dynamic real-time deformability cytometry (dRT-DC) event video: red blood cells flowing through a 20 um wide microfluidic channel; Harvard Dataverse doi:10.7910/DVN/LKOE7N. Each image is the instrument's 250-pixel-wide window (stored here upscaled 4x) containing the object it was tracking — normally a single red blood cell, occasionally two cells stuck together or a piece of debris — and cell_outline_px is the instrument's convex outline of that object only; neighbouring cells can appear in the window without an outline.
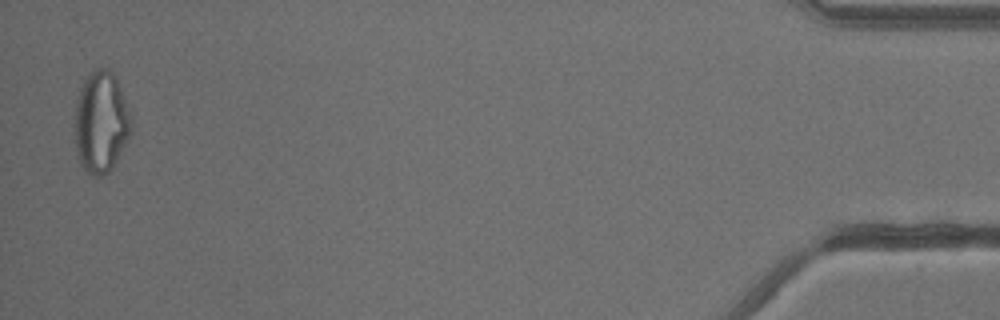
{"species": "common noctule bat (a hibernating species)", "species_latin": "Nyctalus noctula", "temperature_condition": "warm", "stored_images_in_passage": 34, "camera_frame_rate_fps": 3000, "um_per_image_px": 0.085, "animal": {"sex": "male", "body_mass_g": 13.3}, "frame": {"image": 1, "passage_image": 34, "time_ms": 11.0, "image_size_px": [1000, 320], "cell_outline_px": [[132, 128], [112, 168], [108, 172], [100, 176], [92, 176], [84, 172], [80, 164], [76, 148], [72, 116], [76, 100], [80, 88], [88, 72], [96, 68], [108, 68], [116, 76], [132, 116]], "centroid_in_image_um": [8.54, 10.35], "position_along_channel_um": 426.7, "area_um2": 34.1}}